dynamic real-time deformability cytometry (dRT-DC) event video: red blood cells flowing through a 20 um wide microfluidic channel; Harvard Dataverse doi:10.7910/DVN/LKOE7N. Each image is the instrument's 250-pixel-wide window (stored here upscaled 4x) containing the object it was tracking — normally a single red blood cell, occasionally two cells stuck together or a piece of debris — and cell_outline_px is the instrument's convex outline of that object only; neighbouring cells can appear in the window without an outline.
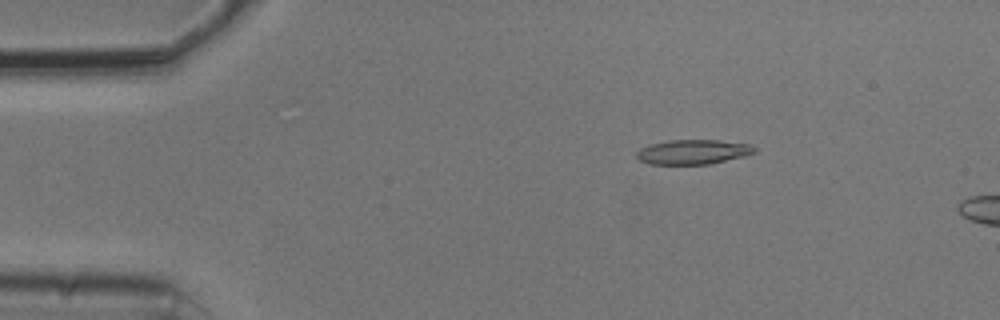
{"species": "common noctule bat (a hibernating species)", "species_latin": "Nyctalus noctula", "temperature_condition": "cold", "stored_images_in_passage": 15, "camera_frame_rate_fps": 3000, "um_per_image_px": 0.085, "animal": {"sex": "male", "body_mass_g": 20.5, "forearm_length_mm": 52.5}, "frame": {"image": 1, "passage_image": 9, "time_ms": 2.667, "image_size_px": [1000, 320], "cell_outline_px": [[756, 152], [744, 156], [708, 164], [648, 164], [640, 160], [636, 156], [636, 152], [640, 148], [648, 144], [668, 140], [720, 140], [748, 144], [756, 148]], "centroid_in_image_um": [58.87, 12.91], "position_along_channel_um": 26.1, "area_um2": 16.94}}